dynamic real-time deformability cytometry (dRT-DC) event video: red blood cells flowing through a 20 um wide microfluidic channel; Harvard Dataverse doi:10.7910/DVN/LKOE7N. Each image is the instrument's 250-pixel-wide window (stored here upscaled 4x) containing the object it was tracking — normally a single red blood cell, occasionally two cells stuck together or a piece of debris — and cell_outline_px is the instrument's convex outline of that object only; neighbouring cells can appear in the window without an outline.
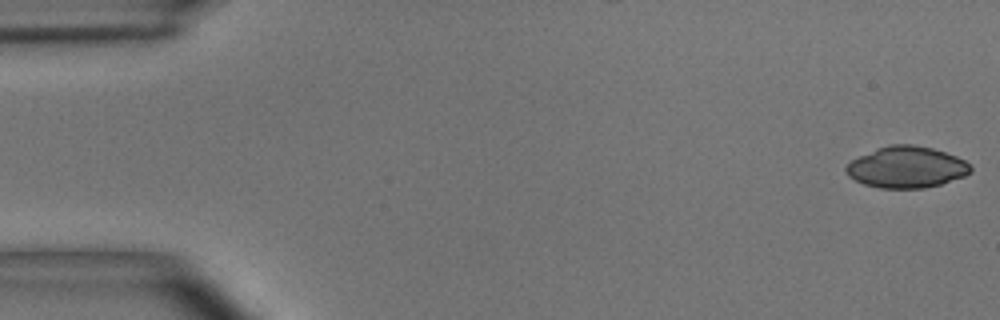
{"species": "common noctule bat (a hibernating species)", "species_latin": "Nyctalus noctula", "temperature_condition": "room temperature", "stored_images_in_passage": 54, "camera_frame_rate_fps": 3000, "um_per_image_px": 0.085, "animal": {"sex": "male", "body_mass_g": 15.6}, "frame": {"image": 1, "passage_image": 1, "time_ms": 0.0, "image_size_px": [1000, 320], "cell_outline_px": [[972, 172], [964, 176], [940, 184], [924, 188], [880, 188], [864, 184], [848, 176], [844, 168], [852, 160], [860, 156], [888, 144], [912, 144], [932, 148], [956, 156], [964, 160], [972, 168]], "centroid_in_image_um": [77.06, 14.21], "position_along_channel_um": 7.9, "area_um2": 29.82}}
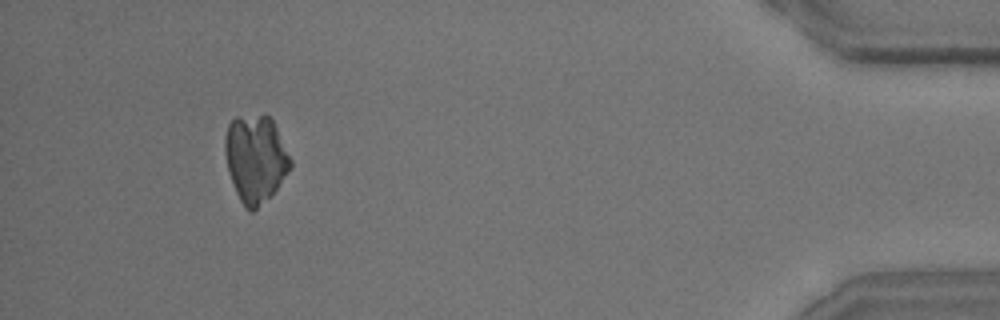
{"frame": {"image": 2, "passage_image": 50, "time_ms": 16.333, "image_size_px": [1000, 320], "cell_outline_px": [[292, 168], [276, 188], [252, 212], [248, 212], [240, 200], [236, 192], [228, 172], [224, 152], [224, 140], [228, 124], [236, 116], [264, 112], [272, 120], [292, 160]], "centroid_in_image_um": [21.69, 13.43], "position_along_channel_um": 413.5, "area_um2": 33.41}}